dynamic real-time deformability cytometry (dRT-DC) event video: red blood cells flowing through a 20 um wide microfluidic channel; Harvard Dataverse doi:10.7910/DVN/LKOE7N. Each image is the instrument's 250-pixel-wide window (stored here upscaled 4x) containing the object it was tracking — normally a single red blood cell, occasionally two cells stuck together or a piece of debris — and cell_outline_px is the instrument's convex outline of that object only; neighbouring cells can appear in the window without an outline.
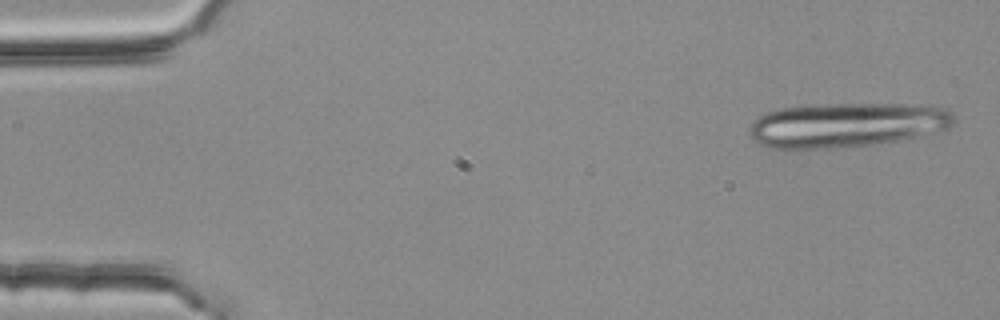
{"species": "common noctule bat (a hibernating species)", "species_latin": "Nyctalus noctula", "temperature_condition": "room temperature", "stored_images_in_passage": 4, "camera_frame_rate_fps": 3000, "um_per_image_px": 0.085, "animal": {"sex": "female", "body_mass_g": 25.1}, "frame": {"image": 1, "passage_image": 1, "time_ms": 0.0, "image_size_px": [1000, 320], "cell_outline_px": [[952, 124], [948, 128], [900, 140], [872, 144], [836, 148], [768, 148], [760, 144], [748, 132], [748, 128], [760, 116], [768, 112], [780, 108], [808, 104], [936, 104], [948, 108], [952, 112]], "centroid_in_image_um": [71.99, 10.59], "position_along_channel_um": 13.0, "area_um2": 53.23}}